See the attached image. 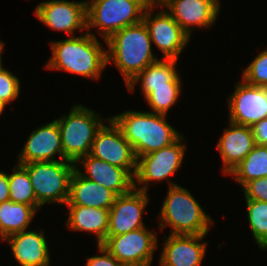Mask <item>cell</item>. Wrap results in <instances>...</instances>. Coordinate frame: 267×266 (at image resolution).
Wrapping results in <instances>:
<instances>
[{"label":"cell","instance_id":"obj_1","mask_svg":"<svg viewBox=\"0 0 267 266\" xmlns=\"http://www.w3.org/2000/svg\"><path fill=\"white\" fill-rule=\"evenodd\" d=\"M50 45L52 57L46 63L47 69L62 70L97 80L108 65L107 50L104 51L96 35L91 32L53 41Z\"/></svg>","mask_w":267,"mask_h":266},{"label":"cell","instance_id":"obj_2","mask_svg":"<svg viewBox=\"0 0 267 266\" xmlns=\"http://www.w3.org/2000/svg\"><path fill=\"white\" fill-rule=\"evenodd\" d=\"M107 63L123 75L126 86L149 64L159 60L153 56L152 41L143 20L113 33L106 41Z\"/></svg>","mask_w":267,"mask_h":266},{"label":"cell","instance_id":"obj_3","mask_svg":"<svg viewBox=\"0 0 267 266\" xmlns=\"http://www.w3.org/2000/svg\"><path fill=\"white\" fill-rule=\"evenodd\" d=\"M110 118L121 129L137 158L168 146L181 136L166 121V115L128 110Z\"/></svg>","mask_w":267,"mask_h":266},{"label":"cell","instance_id":"obj_4","mask_svg":"<svg viewBox=\"0 0 267 266\" xmlns=\"http://www.w3.org/2000/svg\"><path fill=\"white\" fill-rule=\"evenodd\" d=\"M167 197L162 204L159 220L161 229L170 225L171 234L207 235L212 218L205 213L193 195L168 179Z\"/></svg>","mask_w":267,"mask_h":266},{"label":"cell","instance_id":"obj_5","mask_svg":"<svg viewBox=\"0 0 267 266\" xmlns=\"http://www.w3.org/2000/svg\"><path fill=\"white\" fill-rule=\"evenodd\" d=\"M66 116L55 119L61 134L63 160L76 162L90 154L97 131L104 124L92 109L83 105H73Z\"/></svg>","mask_w":267,"mask_h":266},{"label":"cell","instance_id":"obj_6","mask_svg":"<svg viewBox=\"0 0 267 266\" xmlns=\"http://www.w3.org/2000/svg\"><path fill=\"white\" fill-rule=\"evenodd\" d=\"M30 177L38 208L46 203L66 204L75 163L54 160L21 164Z\"/></svg>","mask_w":267,"mask_h":266},{"label":"cell","instance_id":"obj_7","mask_svg":"<svg viewBox=\"0 0 267 266\" xmlns=\"http://www.w3.org/2000/svg\"><path fill=\"white\" fill-rule=\"evenodd\" d=\"M153 0H94L86 5L87 31L97 28L106 41L113 33L143 20Z\"/></svg>","mask_w":267,"mask_h":266},{"label":"cell","instance_id":"obj_8","mask_svg":"<svg viewBox=\"0 0 267 266\" xmlns=\"http://www.w3.org/2000/svg\"><path fill=\"white\" fill-rule=\"evenodd\" d=\"M183 137L181 135L174 143L137 158L134 179L139 185L144 186L138 187L134 180L135 189L147 192L150 181H163L178 171L187 147L182 143Z\"/></svg>","mask_w":267,"mask_h":266},{"label":"cell","instance_id":"obj_9","mask_svg":"<svg viewBox=\"0 0 267 266\" xmlns=\"http://www.w3.org/2000/svg\"><path fill=\"white\" fill-rule=\"evenodd\" d=\"M156 232L146 227L117 236H107L102 244L124 266H150L157 247Z\"/></svg>","mask_w":267,"mask_h":266},{"label":"cell","instance_id":"obj_10","mask_svg":"<svg viewBox=\"0 0 267 266\" xmlns=\"http://www.w3.org/2000/svg\"><path fill=\"white\" fill-rule=\"evenodd\" d=\"M158 6L159 3L153 1L145 9L143 22L148 28L152 43L163 53L162 58L178 60L190 37L164 9L153 15V8Z\"/></svg>","mask_w":267,"mask_h":266},{"label":"cell","instance_id":"obj_11","mask_svg":"<svg viewBox=\"0 0 267 266\" xmlns=\"http://www.w3.org/2000/svg\"><path fill=\"white\" fill-rule=\"evenodd\" d=\"M105 120L109 123V126L103 124L97 131L90 155L125 169L134 178L137 157L133 147L111 118Z\"/></svg>","mask_w":267,"mask_h":266},{"label":"cell","instance_id":"obj_12","mask_svg":"<svg viewBox=\"0 0 267 266\" xmlns=\"http://www.w3.org/2000/svg\"><path fill=\"white\" fill-rule=\"evenodd\" d=\"M228 99L229 121L252 127L267 118V87L252 86L244 81L235 86Z\"/></svg>","mask_w":267,"mask_h":266},{"label":"cell","instance_id":"obj_13","mask_svg":"<svg viewBox=\"0 0 267 266\" xmlns=\"http://www.w3.org/2000/svg\"><path fill=\"white\" fill-rule=\"evenodd\" d=\"M36 17L49 28L64 31L69 37L74 31L87 30L86 5L84 1L49 0L39 3L35 8Z\"/></svg>","mask_w":267,"mask_h":266},{"label":"cell","instance_id":"obj_14","mask_svg":"<svg viewBox=\"0 0 267 266\" xmlns=\"http://www.w3.org/2000/svg\"><path fill=\"white\" fill-rule=\"evenodd\" d=\"M147 192L133 188L129 193L119 195L109 209L107 236H117L146 227L142 213L148 204Z\"/></svg>","mask_w":267,"mask_h":266},{"label":"cell","instance_id":"obj_15","mask_svg":"<svg viewBox=\"0 0 267 266\" xmlns=\"http://www.w3.org/2000/svg\"><path fill=\"white\" fill-rule=\"evenodd\" d=\"M161 8L169 14L191 37V28H208L216 21L220 12L219 0H158Z\"/></svg>","mask_w":267,"mask_h":266},{"label":"cell","instance_id":"obj_16","mask_svg":"<svg viewBox=\"0 0 267 266\" xmlns=\"http://www.w3.org/2000/svg\"><path fill=\"white\" fill-rule=\"evenodd\" d=\"M78 165L84 168L85 173L82 174ZM75 169L81 176L103 185L118 196L127 194L134 188V178L125 169L95 158L90 154L79 158L75 162Z\"/></svg>","mask_w":267,"mask_h":266},{"label":"cell","instance_id":"obj_17","mask_svg":"<svg viewBox=\"0 0 267 266\" xmlns=\"http://www.w3.org/2000/svg\"><path fill=\"white\" fill-rule=\"evenodd\" d=\"M57 153L60 160H63L61 134L58 123L54 120L31 132L21 154L19 153L18 164L54 161L56 159L53 156Z\"/></svg>","mask_w":267,"mask_h":266},{"label":"cell","instance_id":"obj_18","mask_svg":"<svg viewBox=\"0 0 267 266\" xmlns=\"http://www.w3.org/2000/svg\"><path fill=\"white\" fill-rule=\"evenodd\" d=\"M205 236L170 234L164 239L160 266H201L207 243L200 242Z\"/></svg>","mask_w":267,"mask_h":266},{"label":"cell","instance_id":"obj_19","mask_svg":"<svg viewBox=\"0 0 267 266\" xmlns=\"http://www.w3.org/2000/svg\"><path fill=\"white\" fill-rule=\"evenodd\" d=\"M252 128L229 121V128L224 129L217 143L224 167V174L229 175L255 146Z\"/></svg>","mask_w":267,"mask_h":266},{"label":"cell","instance_id":"obj_20","mask_svg":"<svg viewBox=\"0 0 267 266\" xmlns=\"http://www.w3.org/2000/svg\"><path fill=\"white\" fill-rule=\"evenodd\" d=\"M21 266H50V253L43 231H22L6 239Z\"/></svg>","mask_w":267,"mask_h":266},{"label":"cell","instance_id":"obj_21","mask_svg":"<svg viewBox=\"0 0 267 266\" xmlns=\"http://www.w3.org/2000/svg\"><path fill=\"white\" fill-rule=\"evenodd\" d=\"M117 196L112 190L81 176L75 169L71 176L69 197L66 205L109 210Z\"/></svg>","mask_w":267,"mask_h":266},{"label":"cell","instance_id":"obj_22","mask_svg":"<svg viewBox=\"0 0 267 266\" xmlns=\"http://www.w3.org/2000/svg\"><path fill=\"white\" fill-rule=\"evenodd\" d=\"M176 59H160L149 64L127 85L129 92L141 80L144 98L151 92V87H181V77L176 69Z\"/></svg>","mask_w":267,"mask_h":266},{"label":"cell","instance_id":"obj_23","mask_svg":"<svg viewBox=\"0 0 267 266\" xmlns=\"http://www.w3.org/2000/svg\"><path fill=\"white\" fill-rule=\"evenodd\" d=\"M68 207L69 218L66 226L76 231L95 233L97 244H103L107 238L109 210L86 206Z\"/></svg>","mask_w":267,"mask_h":266},{"label":"cell","instance_id":"obj_24","mask_svg":"<svg viewBox=\"0 0 267 266\" xmlns=\"http://www.w3.org/2000/svg\"><path fill=\"white\" fill-rule=\"evenodd\" d=\"M36 210L29 205L11 200L0 203V239L27 230Z\"/></svg>","mask_w":267,"mask_h":266},{"label":"cell","instance_id":"obj_25","mask_svg":"<svg viewBox=\"0 0 267 266\" xmlns=\"http://www.w3.org/2000/svg\"><path fill=\"white\" fill-rule=\"evenodd\" d=\"M229 175L242 187L251 180L267 177V146L255 145Z\"/></svg>","mask_w":267,"mask_h":266},{"label":"cell","instance_id":"obj_26","mask_svg":"<svg viewBox=\"0 0 267 266\" xmlns=\"http://www.w3.org/2000/svg\"><path fill=\"white\" fill-rule=\"evenodd\" d=\"M10 188L9 200L32 206L37 211V200L27 170L21 165L14 166L13 173L8 175Z\"/></svg>","mask_w":267,"mask_h":266},{"label":"cell","instance_id":"obj_27","mask_svg":"<svg viewBox=\"0 0 267 266\" xmlns=\"http://www.w3.org/2000/svg\"><path fill=\"white\" fill-rule=\"evenodd\" d=\"M253 237L261 250L267 248V202L245 200Z\"/></svg>","mask_w":267,"mask_h":266},{"label":"cell","instance_id":"obj_28","mask_svg":"<svg viewBox=\"0 0 267 266\" xmlns=\"http://www.w3.org/2000/svg\"><path fill=\"white\" fill-rule=\"evenodd\" d=\"M181 87H151V92L145 97L153 113L167 115L180 96Z\"/></svg>","mask_w":267,"mask_h":266},{"label":"cell","instance_id":"obj_29","mask_svg":"<svg viewBox=\"0 0 267 266\" xmlns=\"http://www.w3.org/2000/svg\"><path fill=\"white\" fill-rule=\"evenodd\" d=\"M242 80L252 86L267 87V50L261 51L244 69Z\"/></svg>","mask_w":267,"mask_h":266},{"label":"cell","instance_id":"obj_30","mask_svg":"<svg viewBox=\"0 0 267 266\" xmlns=\"http://www.w3.org/2000/svg\"><path fill=\"white\" fill-rule=\"evenodd\" d=\"M20 82L19 79L9 70L0 66V101L4 104H10L19 97Z\"/></svg>","mask_w":267,"mask_h":266},{"label":"cell","instance_id":"obj_31","mask_svg":"<svg viewBox=\"0 0 267 266\" xmlns=\"http://www.w3.org/2000/svg\"><path fill=\"white\" fill-rule=\"evenodd\" d=\"M242 188L246 200L267 202V177L251 180Z\"/></svg>","mask_w":267,"mask_h":266},{"label":"cell","instance_id":"obj_32","mask_svg":"<svg viewBox=\"0 0 267 266\" xmlns=\"http://www.w3.org/2000/svg\"><path fill=\"white\" fill-rule=\"evenodd\" d=\"M97 247L102 255L88 257L86 266H124L102 244Z\"/></svg>","mask_w":267,"mask_h":266},{"label":"cell","instance_id":"obj_33","mask_svg":"<svg viewBox=\"0 0 267 266\" xmlns=\"http://www.w3.org/2000/svg\"><path fill=\"white\" fill-rule=\"evenodd\" d=\"M256 145L267 146V118L255 123L252 127Z\"/></svg>","mask_w":267,"mask_h":266},{"label":"cell","instance_id":"obj_34","mask_svg":"<svg viewBox=\"0 0 267 266\" xmlns=\"http://www.w3.org/2000/svg\"><path fill=\"white\" fill-rule=\"evenodd\" d=\"M9 195L8 174L0 172V203L9 200Z\"/></svg>","mask_w":267,"mask_h":266},{"label":"cell","instance_id":"obj_35","mask_svg":"<svg viewBox=\"0 0 267 266\" xmlns=\"http://www.w3.org/2000/svg\"><path fill=\"white\" fill-rule=\"evenodd\" d=\"M3 47H4V43L1 42V40H0V66L2 65V57H1V54H2V51H3Z\"/></svg>","mask_w":267,"mask_h":266},{"label":"cell","instance_id":"obj_36","mask_svg":"<svg viewBox=\"0 0 267 266\" xmlns=\"http://www.w3.org/2000/svg\"><path fill=\"white\" fill-rule=\"evenodd\" d=\"M5 107H6V105H4V104L0 101V115L3 113Z\"/></svg>","mask_w":267,"mask_h":266},{"label":"cell","instance_id":"obj_37","mask_svg":"<svg viewBox=\"0 0 267 266\" xmlns=\"http://www.w3.org/2000/svg\"><path fill=\"white\" fill-rule=\"evenodd\" d=\"M91 1H94V0H87V1H84V4L87 5V4H89Z\"/></svg>","mask_w":267,"mask_h":266}]
</instances>
